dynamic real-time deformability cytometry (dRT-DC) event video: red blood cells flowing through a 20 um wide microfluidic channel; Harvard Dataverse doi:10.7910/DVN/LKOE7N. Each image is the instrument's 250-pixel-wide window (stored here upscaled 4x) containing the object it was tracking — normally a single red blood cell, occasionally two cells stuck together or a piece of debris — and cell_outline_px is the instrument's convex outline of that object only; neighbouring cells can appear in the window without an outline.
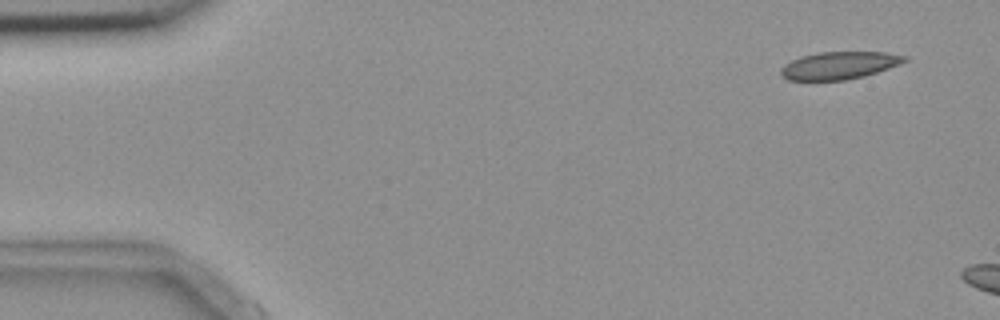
{"species": "common noctule bat (a hibernating species)", "species_latin": "Nyctalus noctula", "temperature_condition": "room temperature", "stored_images_in_passage": 2, "camera_frame_rate_fps": 3000, "um_per_image_px": 0.085, "animal": {"sex": "female", "body_mass_g": 18.4}, "frame": {"image": 1, "passage_image": 1, "time_ms": 0.0, "image_size_px": [1000, 320], "cell_outline_px": [[908, 60], [900, 64], [864, 76], [844, 80], [788, 80], [780, 76], [780, 68], [784, 64], [800, 56], [820, 52], [884, 52], [908, 56]], "centroid_in_image_um": [71.31, 5.56], "position_along_channel_um": 13.7, "area_um2": 19.88}}